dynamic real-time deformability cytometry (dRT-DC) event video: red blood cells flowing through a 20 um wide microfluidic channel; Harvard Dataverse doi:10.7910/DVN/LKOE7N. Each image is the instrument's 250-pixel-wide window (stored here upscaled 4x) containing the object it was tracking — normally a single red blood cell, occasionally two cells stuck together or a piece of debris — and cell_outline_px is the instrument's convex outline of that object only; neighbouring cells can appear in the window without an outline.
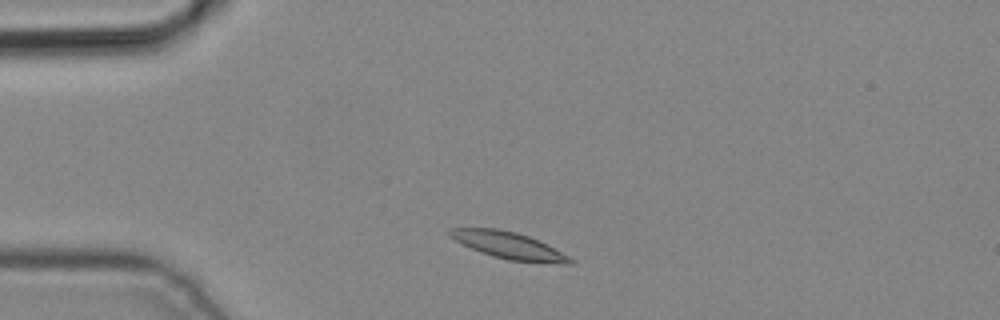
{"species": "common noctule bat (a hibernating species)", "species_latin": "Nyctalus noctula", "temperature_condition": "cold", "stored_images_in_passage": 3, "camera_frame_rate_fps": 3000, "um_per_image_px": 0.085, "animal": {"sex": "male", "body_mass_g": 19.2, "forearm_length_mm": 51.8}, "frame": {"image": 1, "passage_image": 1, "time_ms": 0.0, "image_size_px": [1000, 320], "cell_outline_px": [[576, 264], [564, 264], [508, 260], [492, 256], [480, 252], [448, 236], [448, 228], [500, 228], [516, 232], [528, 236], [576, 260]], "centroid_in_image_um": [43.23, 20.86], "position_along_channel_um": 41.8, "area_um2": 18.61}}